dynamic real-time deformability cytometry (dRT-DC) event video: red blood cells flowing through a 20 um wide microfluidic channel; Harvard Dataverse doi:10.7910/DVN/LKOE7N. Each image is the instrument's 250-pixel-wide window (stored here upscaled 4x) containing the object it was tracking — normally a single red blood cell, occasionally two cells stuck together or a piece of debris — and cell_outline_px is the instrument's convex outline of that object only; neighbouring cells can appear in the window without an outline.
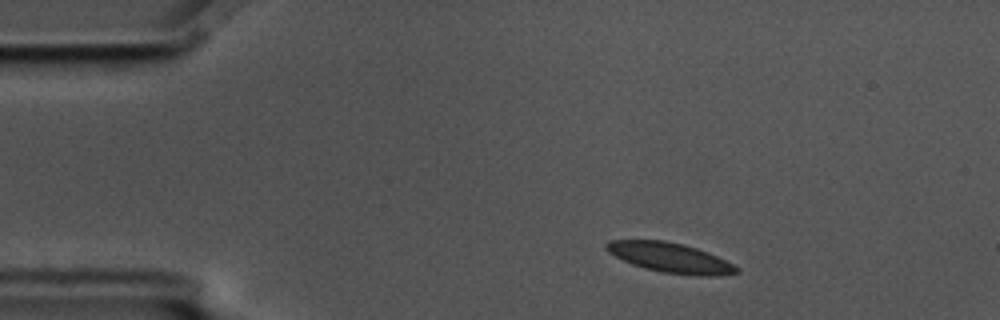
{"species": "common noctule bat (a hibernating species)", "species_latin": "Nyctalus noctula", "temperature_condition": "cold", "stored_images_in_passage": 2, "camera_frame_rate_fps": 3000, "um_per_image_px": 0.085, "animal": {"sex": "male", "body_mass_g": 17.5, "forearm_length_mm": 52.3}, "frame": {"image": 1, "passage_image": 1, "time_ms": 0.0, "image_size_px": [1000, 320], "cell_outline_px": [[740, 272], [708, 276], [696, 276], [660, 272], [644, 268], [632, 264], [608, 252], [604, 248], [604, 244], [612, 240], [664, 240], [684, 244], [708, 252], [740, 268]], "centroid_in_image_um": [56.94, 21.9], "position_along_channel_um": 28.1, "area_um2": 22.54}}